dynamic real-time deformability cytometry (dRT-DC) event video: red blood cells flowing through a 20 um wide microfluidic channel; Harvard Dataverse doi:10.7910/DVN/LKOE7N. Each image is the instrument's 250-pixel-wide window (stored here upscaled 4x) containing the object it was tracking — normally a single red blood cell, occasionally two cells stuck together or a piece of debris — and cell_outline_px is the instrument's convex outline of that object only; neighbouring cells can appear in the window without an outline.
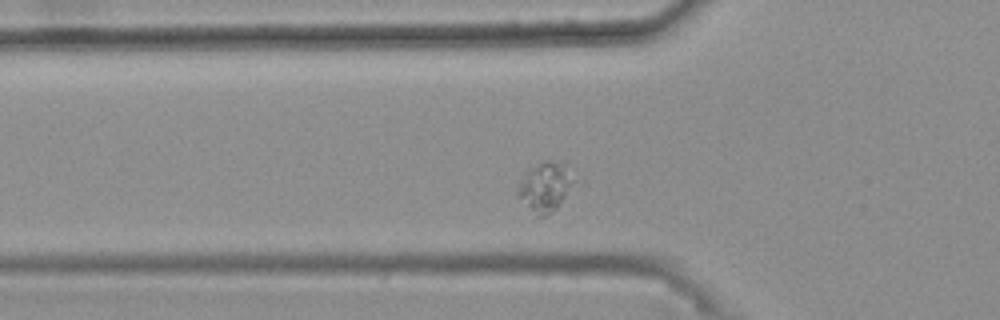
{"species": "common noctule bat (a hibernating species)", "species_latin": "Nyctalus noctula", "temperature_condition": "warm", "stored_images_in_passage": 38, "camera_frame_rate_fps": 3000, "um_per_image_px": 0.085, "animal": {"sex": "female", "body_mass_g": 25.1}, "frame": {"image": 1, "passage_image": 10, "time_ms": 3.0, "image_size_px": [1000, 320], "cell_outline_px": [[576, 180], [556, 208], [552, 212], [544, 216], [536, 216], [516, 196], [516, 192], [520, 180], [524, 172], [544, 160], [564, 160]], "centroid_in_image_um": [46.33, 15.84], "position_along_channel_um": 79.5, "area_um2": 16.42}}
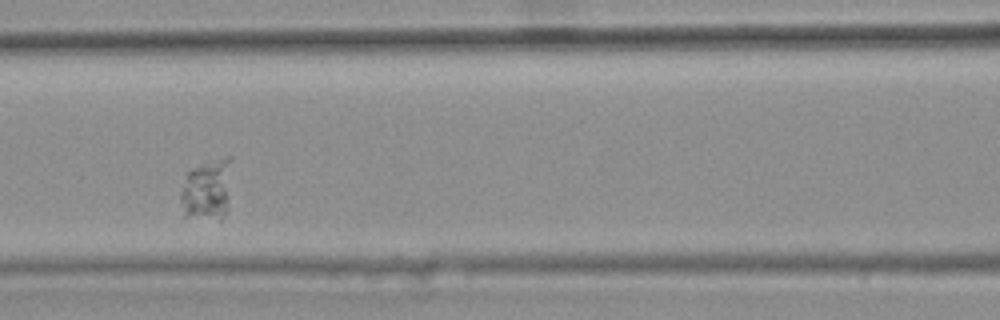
{"frame": {"image": 2, "passage_image": 16, "time_ms": 5.0, "image_size_px": [1000, 320], "cell_outline_px": [[232, 156], [224, 212], [220, 220], [184, 216], [180, 200], [180, 192], [188, 172], [192, 168], [228, 156]], "centroid_in_image_um": [17.55, 16.13], "position_along_channel_um": 149.1, "area_um2": 17.51}}
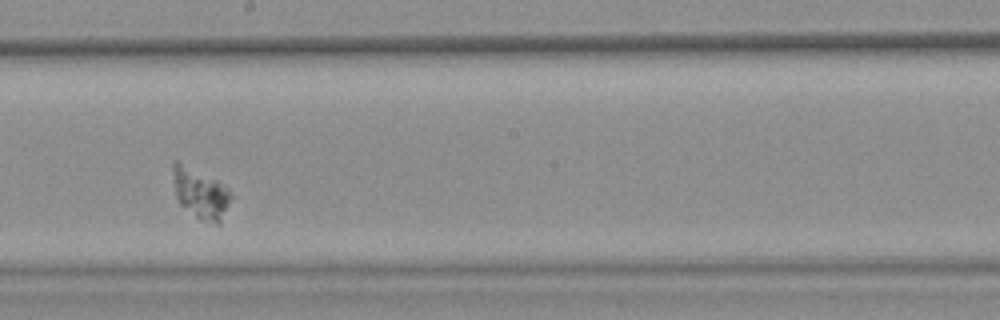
{"frame": {"image": 3, "passage_image": 23, "time_ms": 7.333, "image_size_px": [1000, 320], "cell_outline_px": [[236, 196], [220, 224], [216, 224], [200, 220], [180, 204], [176, 196], [172, 168], [172, 160], [176, 160], [216, 180], [228, 188]], "centroid_in_image_um": [17.11, 16.47], "position_along_channel_um": 231.1, "area_um2": 17.28}}